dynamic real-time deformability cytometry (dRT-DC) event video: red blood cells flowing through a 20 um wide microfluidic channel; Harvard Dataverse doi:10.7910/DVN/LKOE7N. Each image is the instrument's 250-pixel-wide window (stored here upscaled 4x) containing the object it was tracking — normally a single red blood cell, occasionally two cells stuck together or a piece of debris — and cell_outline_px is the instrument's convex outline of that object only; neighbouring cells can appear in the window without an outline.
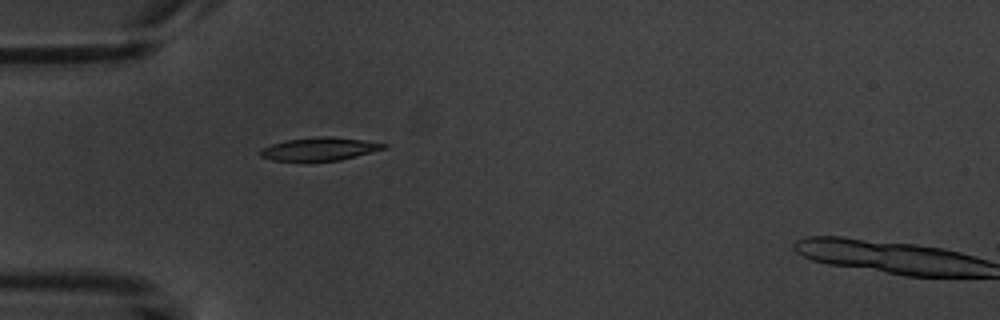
{"species": "common noctule bat (a hibernating species)", "species_latin": "Nyctalus noctula", "temperature_condition": "warm", "stored_images_in_passage": 5, "camera_frame_rate_fps": 3000, "um_per_image_px": 0.085, "animal": {"sex": "male", "body_mass_g": 20.1, "forearm_length_mm": 53.5}, "frame": {"image": 1, "passage_image": 4, "time_ms": 5.0, "image_size_px": [1000, 320], "cell_outline_px": [[388, 148], [340, 160], [272, 160], [260, 156], [256, 152], [272, 144], [288, 140], [316, 136], [332, 136], [388, 144]], "centroid_in_image_um": [27.17, 12.65], "position_along_channel_um": 57.8, "area_um2": 16.36}}